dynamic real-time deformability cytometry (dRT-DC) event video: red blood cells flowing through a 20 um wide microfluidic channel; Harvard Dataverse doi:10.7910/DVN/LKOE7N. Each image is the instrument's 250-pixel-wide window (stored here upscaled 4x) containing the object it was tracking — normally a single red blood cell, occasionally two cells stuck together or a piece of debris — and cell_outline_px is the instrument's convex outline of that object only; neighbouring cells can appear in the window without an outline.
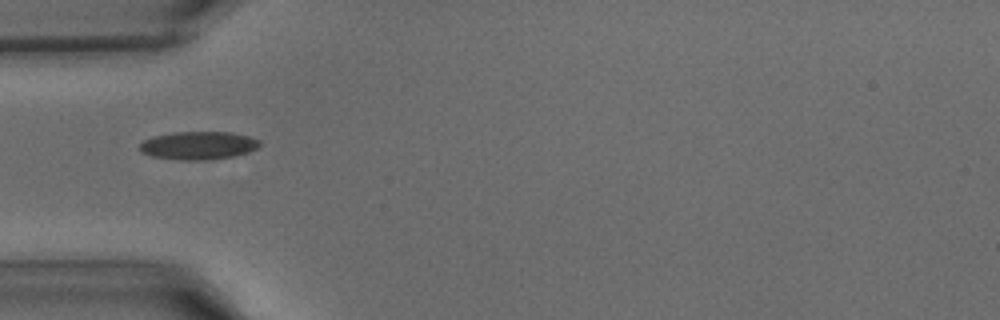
{"species": "common noctule bat (a hibernating species)", "species_latin": "Nyctalus noctula", "temperature_condition": "warm", "stored_images_in_passage": 29, "camera_frame_rate_fps": 3000, "um_per_image_px": 0.085, "animal": {"sex": "male", "body_mass_g": 15.6}, "frame": {"image": 1, "passage_image": 1, "time_ms": 0.0, "image_size_px": [1000, 320], "cell_outline_px": [[260, 144], [256, 148], [248, 152], [232, 156], [204, 160], [180, 160], [152, 156], [140, 152], [140, 144], [144, 140], [152, 136], [172, 132], [232, 132], [248, 136], [260, 140]], "centroid_in_image_um": [16.83, 12.35], "position_along_channel_um": 68.2, "area_um2": 19.59}}
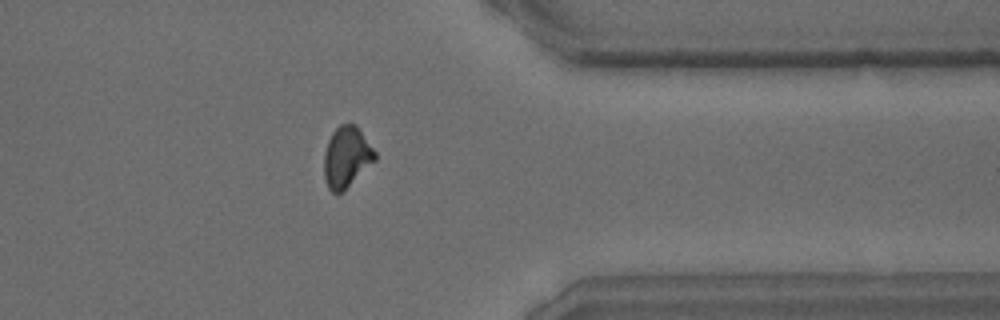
{"frame": {"image": 2, "passage_image": 21, "time_ms": 6.667, "image_size_px": [1000, 320], "cell_outline_px": [[376, 160], [340, 192], [332, 192], [328, 188], [324, 176], [324, 152], [328, 140], [332, 132], [340, 124], [356, 124], [376, 152]], "centroid_in_image_um": [29.45, 13.31], "position_along_channel_um": 382.0, "area_um2": 17.8}}
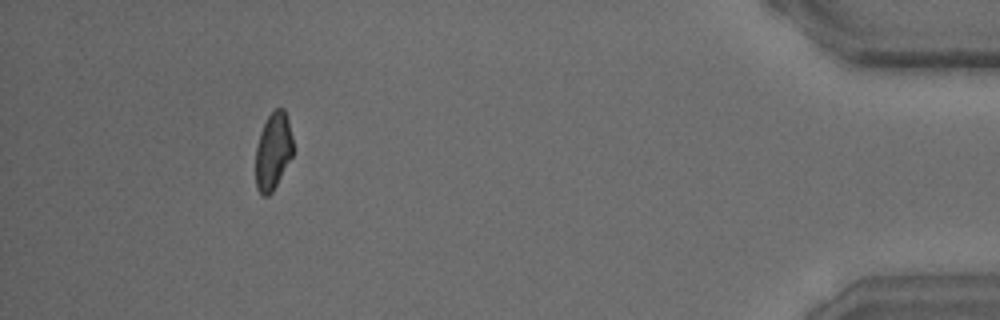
{"frame": {"image": 3, "passage_image": 26, "time_ms": 8.333, "image_size_px": [1000, 320], "cell_outline_px": [[292, 156], [272, 192], [268, 196], [264, 196], [256, 188], [256, 148], [260, 132], [268, 116], [276, 108], [284, 108], [288, 120], [292, 136]], "centroid_in_image_um": [23.21, 12.84], "position_along_channel_um": 412.0, "area_um2": 16.59}}